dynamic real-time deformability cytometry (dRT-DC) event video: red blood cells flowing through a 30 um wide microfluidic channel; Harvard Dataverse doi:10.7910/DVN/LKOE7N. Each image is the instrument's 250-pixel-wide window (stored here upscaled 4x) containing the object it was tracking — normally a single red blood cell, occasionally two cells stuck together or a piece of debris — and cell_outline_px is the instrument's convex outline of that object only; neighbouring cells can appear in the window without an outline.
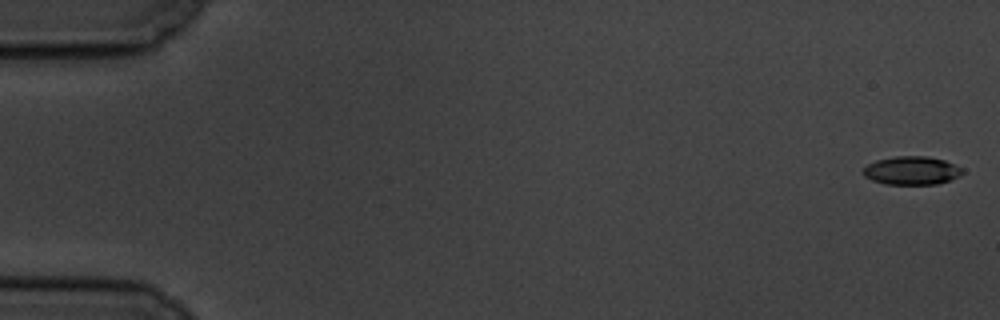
{"species": "common noctule bat (a hibernating species)", "species_latin": "Nyctalus noctula", "temperature_condition": "cold", "stored_images_in_passage": 58, "camera_frame_rate_fps": 3000, "um_per_image_px": 0.085, "animal": {"sex": "male", "body_mass_g": 19.5, "forearm_length_mm": 54.6}, "frame": {"image": 1, "passage_image": 1, "time_ms": 0.0, "image_size_px": [1000, 320], "cell_outline_px": [[964, 172], [960, 176], [952, 180], [936, 184], [884, 184], [872, 180], [864, 176], [860, 172], [868, 164], [876, 160], [896, 156], [928, 156], [944, 160], [964, 168]], "centroid_in_image_um": [77.51, 14.5], "position_along_channel_um": 7.5, "area_um2": 16.65}}
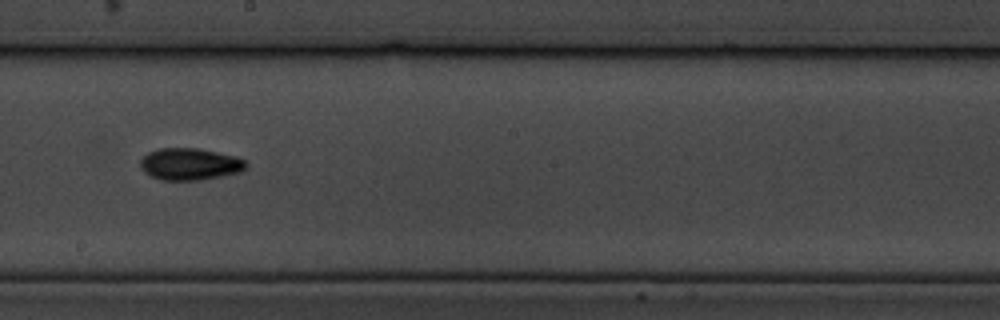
{"frame": {"image": 2, "passage_image": 33, "time_ms": 10.667, "image_size_px": [1000, 320], "cell_outline_px": [[248, 164], [240, 172], [200, 180], [160, 180], [144, 172], [140, 168], [140, 160], [148, 152], [160, 148], [196, 148], [236, 156], [244, 160]], "centroid_in_image_um": [16.11, 13.95], "position_along_channel_um": 232.1, "area_um2": 19.59}}
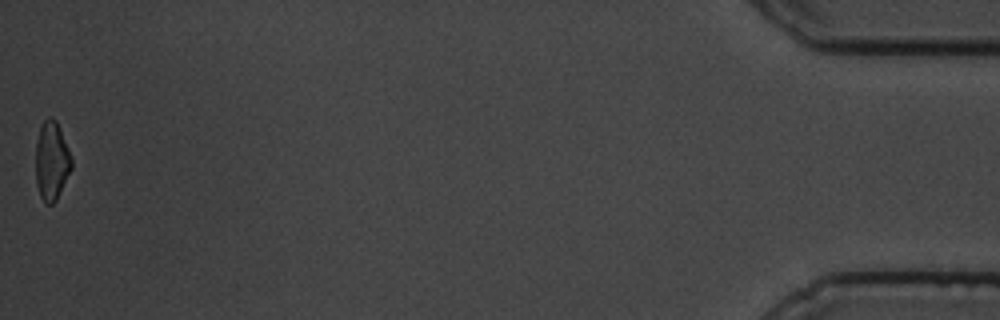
{"frame": {"image": 3, "passage_image": 58, "time_ms": 19.0, "image_size_px": [1000, 320], "cell_outline_px": [[72, 168], [56, 200], [52, 204], [44, 204], [40, 196], [36, 184], [36, 144], [40, 128], [44, 120], [48, 116], [52, 116], [56, 120], [68, 148], [72, 160]], "centroid_in_image_um": [4.38, 13.69], "position_along_channel_um": 430.8, "area_um2": 16.42}, "authors_computed_cell_mechanics": {"area_um2": 17.4556, "velocity_mm_per_s": 3.5013, "shape_relaxation_time_tau1_ms": 2.4892, "shape_relaxation_time_tau2_ms": 5.7781, "deformation_change_tau1": 0.1201, "deformation_change_tau2": 0.1112}}